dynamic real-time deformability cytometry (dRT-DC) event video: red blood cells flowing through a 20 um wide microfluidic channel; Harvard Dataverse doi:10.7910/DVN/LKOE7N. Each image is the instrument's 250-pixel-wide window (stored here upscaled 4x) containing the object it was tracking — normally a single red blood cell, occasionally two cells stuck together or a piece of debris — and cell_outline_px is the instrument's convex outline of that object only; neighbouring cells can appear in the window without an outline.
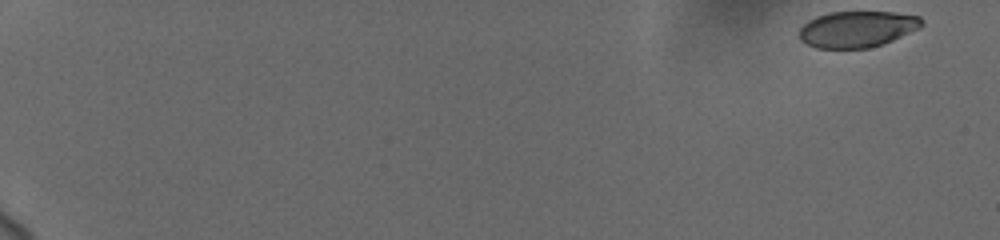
{"species": "human", "species_latin": "Homo sapiens", "temperature_condition": "cold", "stored_images_in_passage": 23, "camera_frame_rate_fps": 3000, "um_per_image_px": 0.085, "donor": {"sex": "female"}, "frame": {"image": 1, "passage_image": 1, "time_ms": 0.0, "image_size_px": [1000, 240], "cell_outline_px": [[924, 24], [920, 28], [892, 40], [868, 48], [816, 48], [808, 44], [800, 36], [800, 28], [808, 20], [816, 16], [828, 12], [892, 12], [920, 16]], "centroid_in_image_um": [72.88, 2.46], "position_along_channel_um": 12.1, "area_um2": 25.66}}
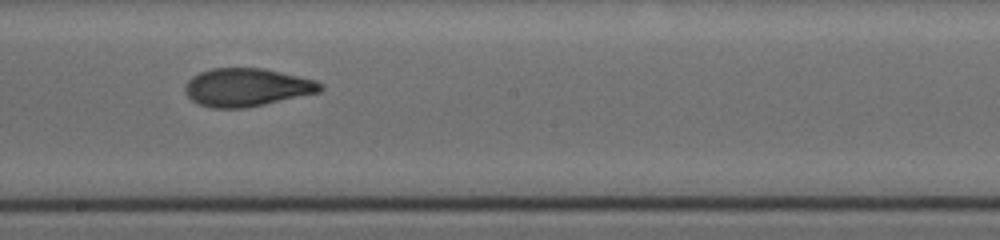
{"frame": {"image": 2, "passage_image": 17, "time_ms": 11.333, "image_size_px": [1000, 240], "cell_outline_px": [[324, 88], [320, 92], [248, 108], [212, 108], [200, 104], [192, 100], [184, 92], [184, 88], [188, 80], [192, 76], [200, 72], [212, 68], [264, 68], [316, 80], [324, 84]], "centroid_in_image_um": [21.0, 7.42], "position_along_channel_um": 227.2, "area_um2": 30.23}}
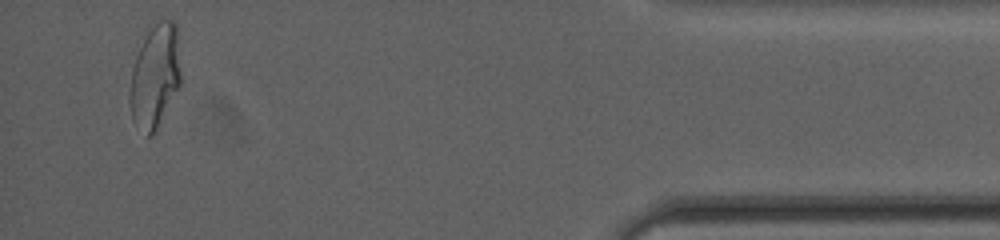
{"frame": {"image": 3, "passage_image": 23, "time_ms": 18.0, "image_size_px": [1000, 240], "cell_outline_px": [[180, 84], [152, 136], [148, 136], [132, 120], [128, 100], [128, 96], [132, 68], [144, 28], [160, 20], [172, 20], [176, 24], [180, 72]], "centroid_in_image_um": [13.12, 6.4], "position_along_channel_um": 422.1, "area_um2": 31.1}, "authors_computed_cell_mechanics": {"area_um2": 28.4376, "velocity_mm_per_s": 3.7005, "shape_relaxation_time_tau1_ms": 7.2107, "shape_relaxation_time_tau2_ms": 1.3786, "deformation_change_tau1": 0.1821, "deformation_change_tau2": 0.0676}}